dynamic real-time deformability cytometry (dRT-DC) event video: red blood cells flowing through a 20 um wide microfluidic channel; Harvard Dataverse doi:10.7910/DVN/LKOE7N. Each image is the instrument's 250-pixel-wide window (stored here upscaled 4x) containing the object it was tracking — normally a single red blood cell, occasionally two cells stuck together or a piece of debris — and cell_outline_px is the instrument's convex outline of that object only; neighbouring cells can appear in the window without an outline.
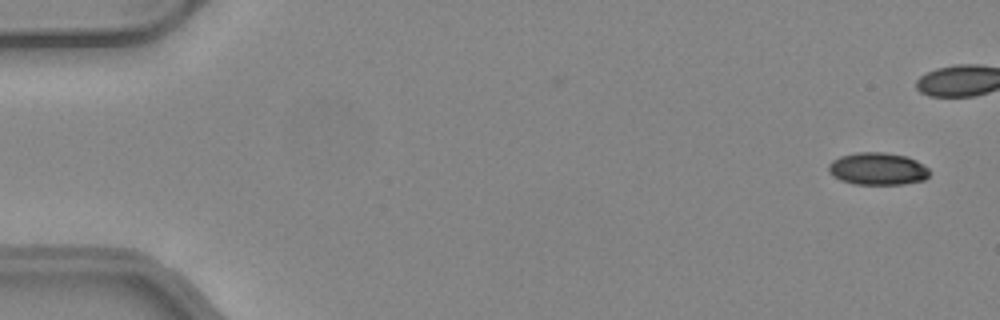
{"species": "common noctule bat (a hibernating species)", "species_latin": "Nyctalus noctula", "temperature_condition": "warm", "stored_images_in_passage": 39, "camera_frame_rate_fps": 3000, "um_per_image_px": 0.085, "animal": {"sex": "female", "body_mass_g": 24.6, "forearm_length_mm": 56.2}, "frame": {"image": 1, "passage_image": 1, "time_ms": 0.0, "image_size_px": [1000, 320], "cell_outline_px": [[928, 176], [924, 180], [904, 184], [856, 184], [840, 180], [832, 176], [828, 172], [828, 164], [832, 160], [840, 156], [856, 152], [884, 152], [904, 156], [916, 160], [928, 168]], "centroid_in_image_um": [74.56, 14.35], "position_along_channel_um": 10.4, "area_um2": 19.07}}
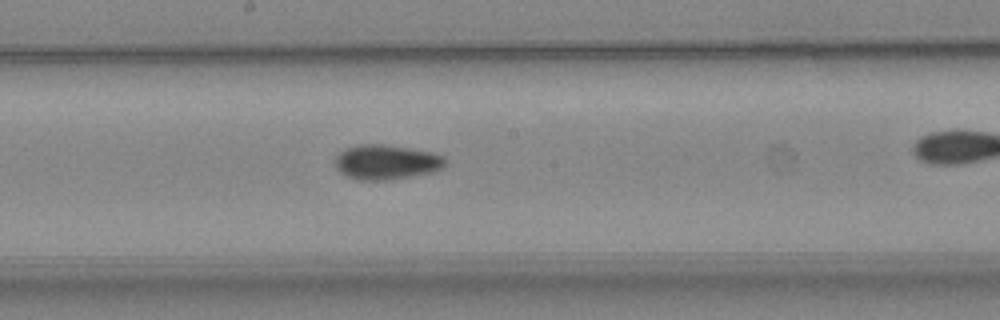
{"frame": {"image": 2, "passage_image": 26, "time_ms": 8.333, "image_size_px": [1000, 320], "cell_outline_px": [[444, 168], [432, 172], [388, 180], [356, 180], [340, 172], [336, 168], [336, 156], [340, 152], [348, 148], [360, 144], [384, 144], [432, 152], [444, 156]], "centroid_in_image_um": [32.84, 13.78], "position_along_channel_um": 215.4, "area_um2": 22.14}}
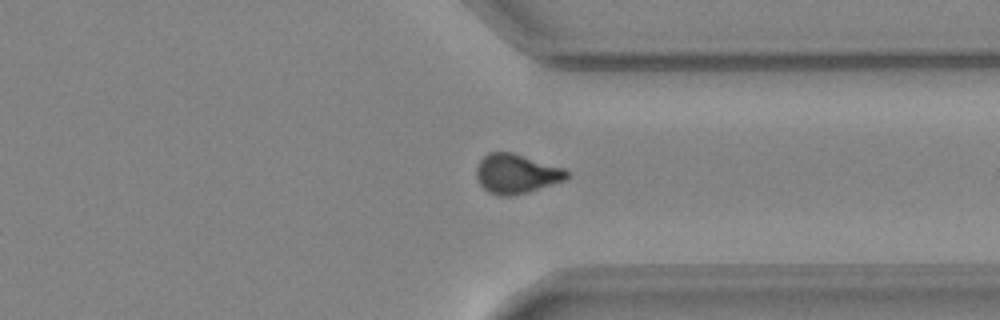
{"frame": {"image": 3, "passage_image": 37, "time_ms": 12.0, "image_size_px": [1000, 320], "cell_outline_px": [[568, 176], [564, 180], [528, 192], [508, 196], [500, 196], [488, 192], [480, 184], [476, 176], [476, 168], [480, 160], [488, 152], [512, 152], [564, 168], [568, 172]], "centroid_in_image_um": [43.86, 14.76], "position_along_channel_um": 367.5, "area_um2": 20.63}}